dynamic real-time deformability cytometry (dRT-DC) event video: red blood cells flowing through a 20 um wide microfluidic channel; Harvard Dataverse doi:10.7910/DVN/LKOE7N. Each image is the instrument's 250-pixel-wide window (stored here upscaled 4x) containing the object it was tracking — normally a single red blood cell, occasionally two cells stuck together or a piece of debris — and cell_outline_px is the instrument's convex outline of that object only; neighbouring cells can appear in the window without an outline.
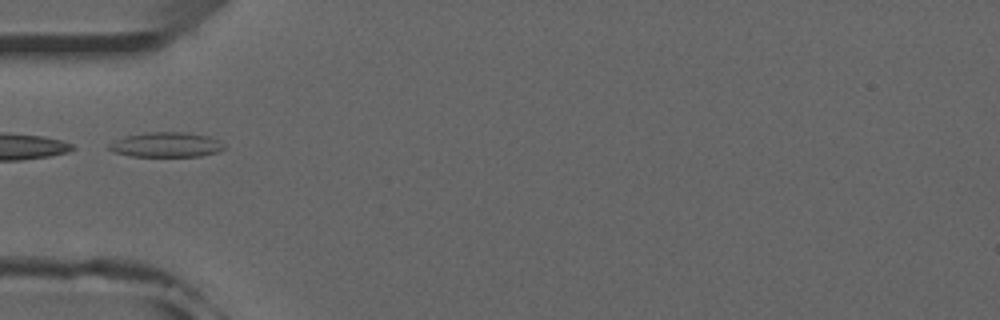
{"species": "common noctule bat (a hibernating species)", "species_latin": "Nyctalus noctula", "temperature_condition": "room temperature", "stored_images_in_passage": 34, "camera_frame_rate_fps": 3000, "um_per_image_px": 0.085, "animal": {"sex": "male", "forearm_length_mm": 52.5}, "frame": {"image": 1, "passage_image": 1, "time_ms": 0.0, "image_size_px": [1000, 320], "cell_outline_px": [[224, 148], [216, 152], [200, 156], [132, 156], [112, 152], [108, 148], [108, 144], [124, 136], [148, 132], [188, 132], [208, 136], [224, 144]], "centroid_in_image_um": [14.09, 12.3], "position_along_channel_um": 70.9, "area_um2": 16.59}, "authors_computed_cell_mechanics": {"area_um2": 15.1725, "velocity_mm_per_s": 3.9255, "shape_relaxation_time_tau1_ms": null, "shape_relaxation_time_tau2_ms": 10.4665, "deformation_change_tau1": null, "deformation_change_tau2": 0.1274}}